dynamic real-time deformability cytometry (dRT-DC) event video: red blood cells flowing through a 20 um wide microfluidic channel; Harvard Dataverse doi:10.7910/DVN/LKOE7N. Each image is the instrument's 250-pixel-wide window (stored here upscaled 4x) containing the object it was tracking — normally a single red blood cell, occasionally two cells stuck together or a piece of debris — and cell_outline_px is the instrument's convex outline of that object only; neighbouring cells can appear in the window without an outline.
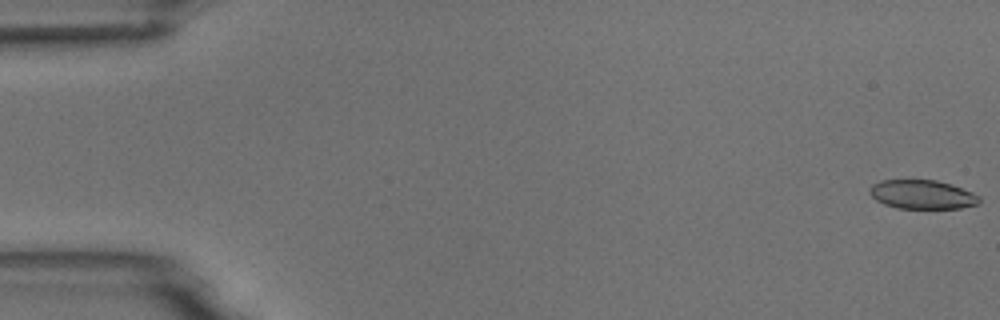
{"species": "common noctule bat (a hibernating species)", "species_latin": "Nyctalus noctula", "temperature_condition": "room temperature", "stored_images_in_passage": 5, "camera_frame_rate_fps": 3000, "um_per_image_px": 0.085, "animal": {"sex": "male", "body_mass_g": 18.8}, "frame": {"image": 1, "passage_image": 1, "time_ms": 0.0, "image_size_px": [1000, 320], "cell_outline_px": [[980, 200], [976, 204], [960, 208], [896, 208], [884, 204], [876, 200], [868, 192], [872, 184], [880, 180], [936, 180], [952, 184], [972, 192], [980, 196]], "centroid_in_image_um": [78.37, 16.52], "position_along_channel_um": 6.6, "area_um2": 18.5}}
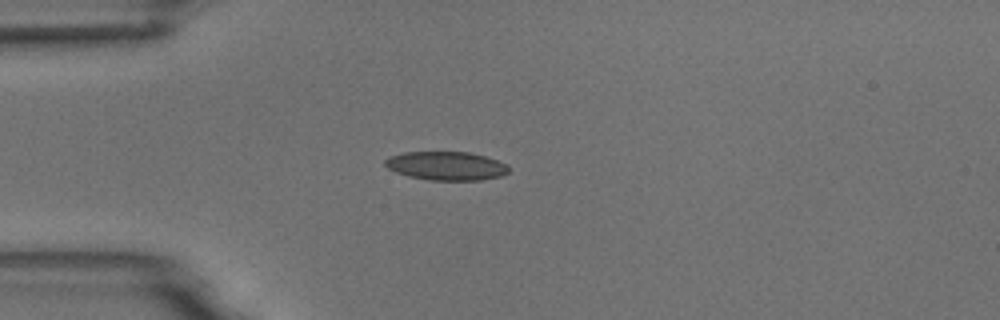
{"frame": {"image": 2, "passage_image": 5, "time_ms": 4.667, "image_size_px": [1000, 320], "cell_outline_px": [[508, 172], [500, 176], [480, 180], [428, 180], [408, 176], [396, 172], [388, 168], [384, 164], [384, 160], [388, 156], [404, 152], [468, 152], [484, 156], [508, 164]], "centroid_in_image_um": [37.9, 14.1], "position_along_channel_um": 47.1, "area_um2": 20.63}}